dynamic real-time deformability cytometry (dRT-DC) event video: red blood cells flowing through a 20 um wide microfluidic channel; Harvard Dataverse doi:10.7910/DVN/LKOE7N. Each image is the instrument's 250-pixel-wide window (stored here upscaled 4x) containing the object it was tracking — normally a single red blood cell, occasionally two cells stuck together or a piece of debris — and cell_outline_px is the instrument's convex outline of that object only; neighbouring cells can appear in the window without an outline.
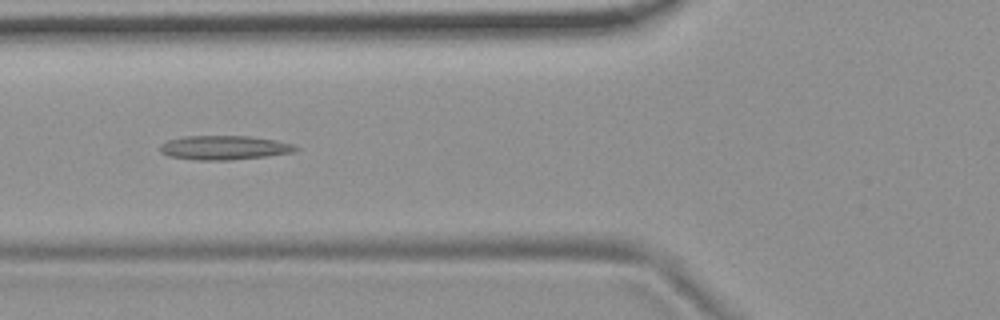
{"species": "common noctule bat (a hibernating species)", "species_latin": "Nyctalus noctula", "temperature_condition": "room temperature", "stored_images_in_passage": 4, "camera_frame_rate_fps": 3000, "um_per_image_px": 0.085, "animal": {"sex": "female", "body_mass_g": 19.9}, "frame": {"image": 1, "passage_image": 2, "time_ms": 1.333, "image_size_px": [1000, 320], "cell_outline_px": [[300, 148], [292, 152], [268, 156], [228, 160], [196, 160], [168, 156], [160, 152], [160, 144], [164, 140], [184, 136], [248, 136], [276, 140], [292, 144]], "centroid_in_image_um": [19.0, 12.55], "position_along_channel_um": 106.8, "area_um2": 19.19}}